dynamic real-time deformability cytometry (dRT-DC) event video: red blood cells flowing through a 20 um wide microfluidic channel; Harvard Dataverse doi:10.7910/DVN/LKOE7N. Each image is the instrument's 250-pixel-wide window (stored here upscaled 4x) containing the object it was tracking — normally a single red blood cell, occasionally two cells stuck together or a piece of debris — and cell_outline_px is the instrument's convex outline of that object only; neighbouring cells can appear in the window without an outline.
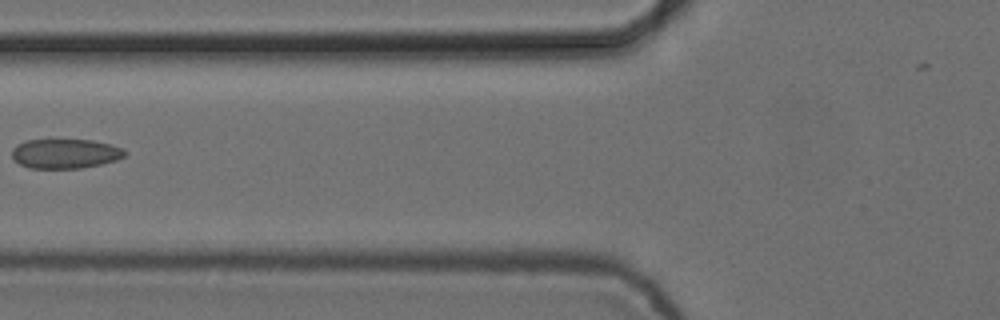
{"species": "common noctule bat (a hibernating species)", "species_latin": "Nyctalus noctula", "temperature_condition": "cold", "stored_images_in_passage": 6, "camera_frame_rate_fps": 3000, "um_per_image_px": 0.085, "animal": {"sex": "female", "body_mass_g": 24.6, "forearm_length_mm": 56.2}, "frame": {"image": 1, "passage_image": 5, "time_ms": 1.333, "image_size_px": [1000, 320], "cell_outline_px": [[128, 152], [124, 156], [116, 160], [100, 164], [80, 168], [32, 168], [20, 164], [12, 156], [12, 148], [16, 144], [28, 140], [92, 140], [124, 148]], "centroid_in_image_um": [5.55, 13.05], "position_along_channel_um": 120.2, "area_um2": 19.31}}
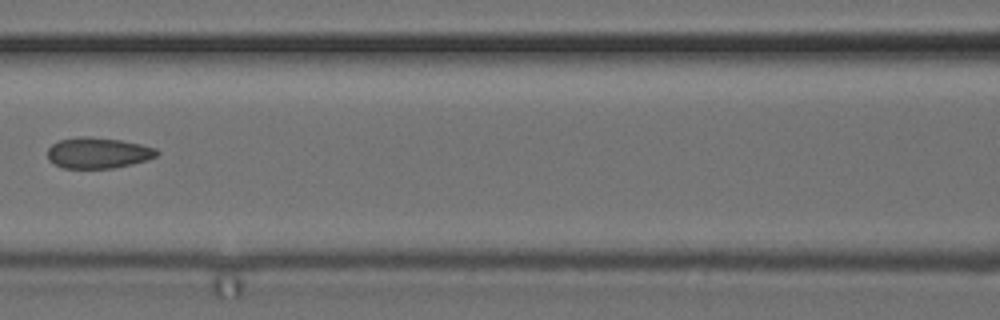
{"frame": {"image": 2, "passage_image": 6, "time_ms": 1.667, "image_size_px": [1000, 320], "cell_outline_px": [[160, 152], [156, 156], [148, 160], [132, 164], [112, 168], [64, 168], [48, 160], [48, 148], [52, 144], [60, 140], [80, 136], [88, 136], [120, 140], [140, 144], [156, 148]], "centroid_in_image_um": [8.35, 12.99], "position_along_channel_um": 158.3, "area_um2": 19.65}}